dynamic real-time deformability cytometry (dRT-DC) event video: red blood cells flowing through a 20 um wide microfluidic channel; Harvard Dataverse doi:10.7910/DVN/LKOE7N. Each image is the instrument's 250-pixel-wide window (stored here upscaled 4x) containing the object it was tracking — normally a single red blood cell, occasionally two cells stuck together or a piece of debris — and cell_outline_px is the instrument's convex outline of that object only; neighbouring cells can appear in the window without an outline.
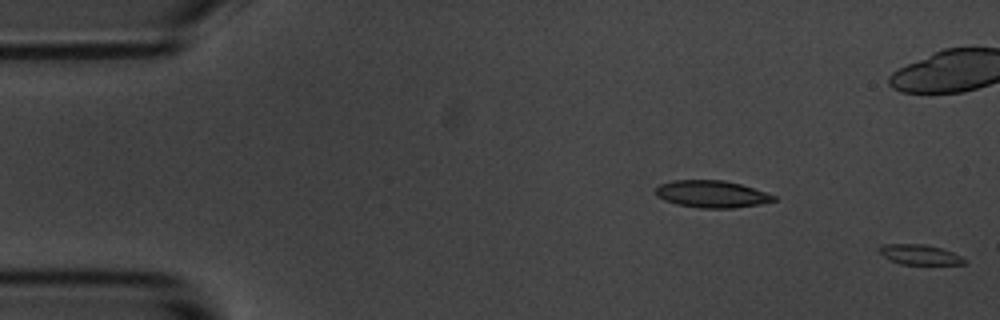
{"species": "common noctule bat (a hibernating species)", "species_latin": "Nyctalus noctula", "temperature_condition": "room temperature", "stored_images_in_passage": 9, "segment_of_instrument_passage": [2, 2], "camera_frame_rate_fps": 3000, "um_per_image_px": 0.085, "animal": {"sex": "male", "body_mass_g": 20.1, "forearm_length_mm": 53.5}, "frame": {"image": 1, "passage_image": 9, "time_ms": 2.667, "image_size_px": [1000, 320], "cell_outline_px": [[968, 260], [964, 264], [900, 264], [888, 260], [876, 248], [880, 244], [924, 244], [940, 248], [952, 252]], "centroid_in_image_um": [78.13, 21.64], "position_along_channel_um": 6.9, "area_um2": 10.0}}